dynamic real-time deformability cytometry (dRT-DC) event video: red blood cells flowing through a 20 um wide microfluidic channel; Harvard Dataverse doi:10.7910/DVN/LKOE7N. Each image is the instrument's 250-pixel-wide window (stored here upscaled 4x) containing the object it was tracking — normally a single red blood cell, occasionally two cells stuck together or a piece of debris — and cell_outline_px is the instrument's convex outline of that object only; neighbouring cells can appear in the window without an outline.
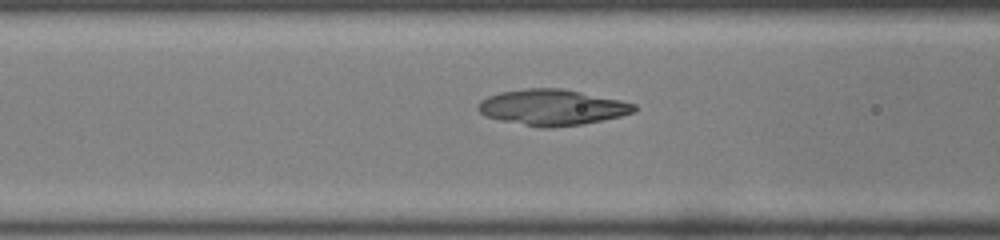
{"species": "common noctule bat (a hibernating species)", "species_latin": "Nyctalus noctula", "temperature_condition": "room temperature", "stored_images_in_passage": 39, "camera_frame_rate_fps": 3000, "um_per_image_px": 0.085, "animal": {"sex": "male", "body_mass_g": 19.0, "forearm_length_mm": 50.8}, "frame": {"image": 1, "passage_image": 17, "time_ms": 5.333, "image_size_px": [1000, 240], "cell_outline_px": [[636, 108], [632, 112], [620, 116], [580, 124], [552, 128], [540, 128], [500, 120], [484, 116], [476, 108], [488, 96], [500, 92], [528, 88], [560, 88], [620, 100], [636, 104]], "centroid_in_image_um": [46.9, 9.13], "position_along_channel_um": 119.7, "area_um2": 32.19}}
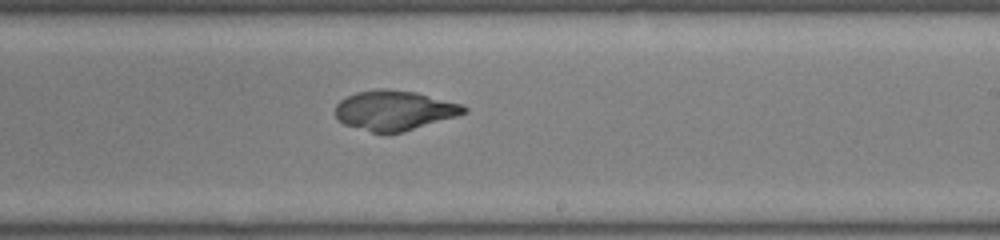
{"frame": {"image": 2, "passage_image": 27, "time_ms": 8.667, "image_size_px": [1000, 240], "cell_outline_px": [[468, 112], [456, 116], [404, 132], [372, 132], [344, 124], [336, 116], [336, 104], [340, 100], [356, 92], [380, 88], [388, 88], [416, 92], [460, 104], [468, 108]], "centroid_in_image_um": [33.52, 9.37], "position_along_channel_um": 255.5, "area_um2": 29.59}}
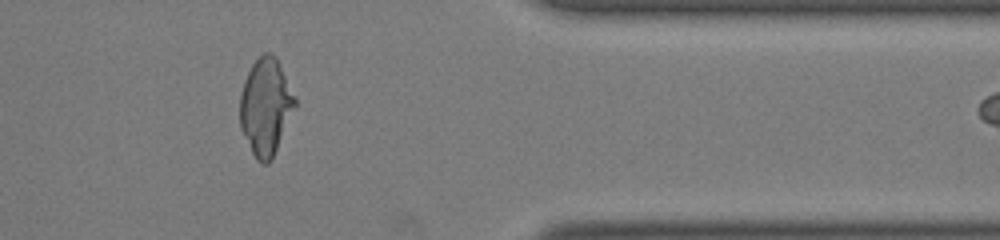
{"frame": {"image": 3, "passage_image": 38, "time_ms": 12.333, "image_size_px": [1000, 240], "cell_outline_px": [[296, 104], [272, 160], [268, 164], [260, 164], [256, 160], [240, 128], [240, 96], [244, 80], [252, 64], [264, 52], [272, 52], [276, 56], [296, 100]], "centroid_in_image_um": [22.56, 9.08], "position_along_channel_um": 388.8, "area_um2": 30.81}}